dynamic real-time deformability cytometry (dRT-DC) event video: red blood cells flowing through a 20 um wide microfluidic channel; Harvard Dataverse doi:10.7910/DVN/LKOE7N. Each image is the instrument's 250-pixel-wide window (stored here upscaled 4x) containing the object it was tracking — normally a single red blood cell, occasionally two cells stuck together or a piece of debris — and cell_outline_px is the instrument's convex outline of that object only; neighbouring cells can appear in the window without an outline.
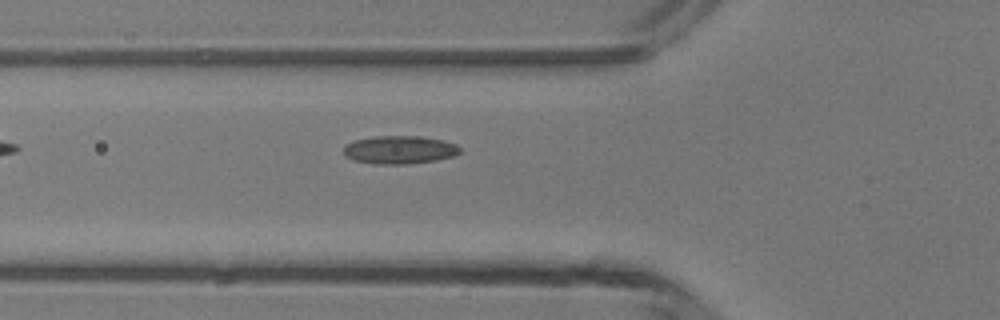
{"species": "common noctule bat (a hibernating species)", "species_latin": "Nyctalus noctula", "temperature_condition": "room temperature", "stored_images_in_passage": 4, "camera_frame_rate_fps": 3000, "um_per_image_px": 0.085, "animal": {"sex": "male", "body_mass_g": 13.3}, "frame": {"image": 1, "passage_image": 4, "time_ms": 4.333, "image_size_px": [1000, 320], "cell_outline_px": [[460, 152], [452, 156], [436, 160], [408, 164], [372, 164], [352, 160], [344, 156], [344, 144], [356, 140], [376, 136], [420, 136], [444, 140], [456, 144], [460, 148]], "centroid_in_image_um": [33.93, 12.74], "position_along_channel_um": 91.9, "area_um2": 19.19}}